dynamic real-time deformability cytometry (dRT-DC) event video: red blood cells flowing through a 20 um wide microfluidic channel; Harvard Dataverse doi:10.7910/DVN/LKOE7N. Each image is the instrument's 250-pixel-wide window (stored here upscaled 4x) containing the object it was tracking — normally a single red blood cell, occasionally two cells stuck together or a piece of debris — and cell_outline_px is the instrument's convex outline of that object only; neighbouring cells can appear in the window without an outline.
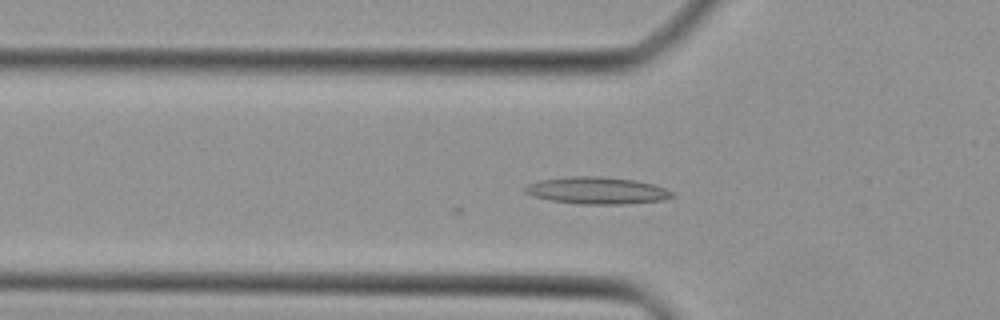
{"species": "Egyptian fruit bat (a non-hibernating species)", "species_latin": "Rousettus aegyptiacus", "temperature_condition": "cold", "stored_images_in_passage": 34, "camera_frame_rate_fps": 3000, "um_per_image_px": 0.085, "animal": {"sex": "female"}, "frame": {"image": 1, "passage_image": 3, "time_ms": 0.667, "image_size_px": [1000, 320], "cell_outline_px": [[676, 196], [664, 200], [628, 204], [580, 204], [548, 200], [532, 196], [524, 192], [524, 188], [528, 184], [540, 180], [572, 176], [600, 176], [636, 180], [652, 184], [664, 188], [672, 192]], "centroid_in_image_um": [50.75, 16.2], "position_along_channel_um": 75.1, "area_um2": 23.29}}
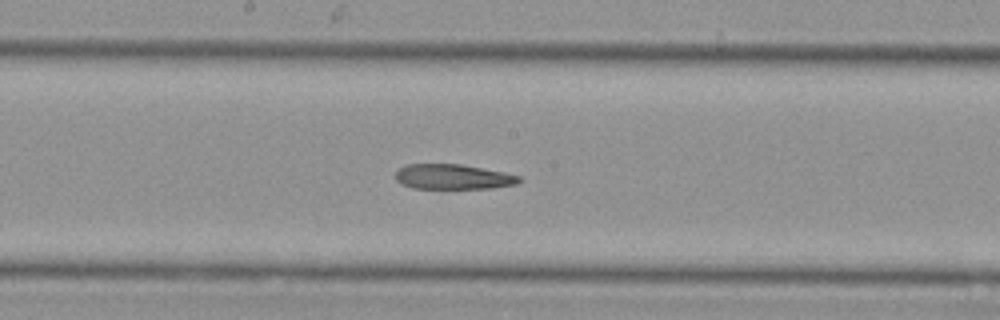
{"frame": {"image": 2, "passage_image": 12, "time_ms": 3.667, "image_size_px": [1000, 320], "cell_outline_px": [[520, 180], [516, 184], [488, 188], [412, 188], [396, 180], [396, 172], [404, 164], [460, 164], [504, 172], [520, 176]], "centroid_in_image_um": [38.49, 15.02], "position_along_channel_um": 209.7, "area_um2": 17.8}}
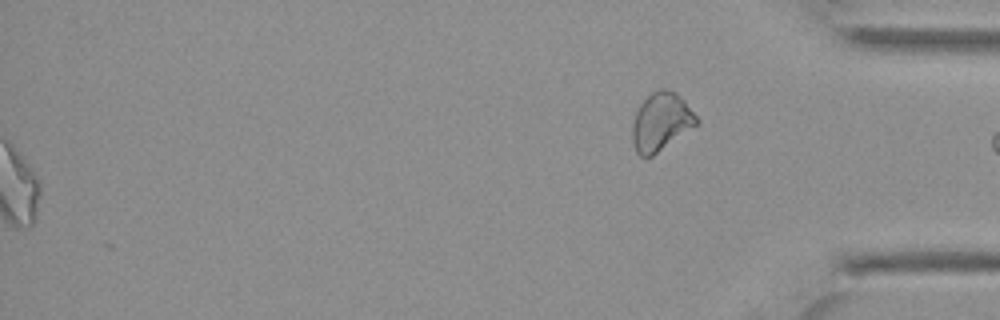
{"frame": {"image": 3, "passage_image": 34, "time_ms": 11.0, "image_size_px": [1000, 320], "cell_outline_px": [[700, 124], [652, 156], [640, 156], [636, 152], [632, 140], [632, 128], [636, 112], [640, 104], [652, 92], [660, 88], [664, 88], [676, 92], [684, 100], [700, 120]], "centroid_in_image_um": [56.22, 10.35], "position_along_channel_um": 379.0, "area_um2": 21.85}}